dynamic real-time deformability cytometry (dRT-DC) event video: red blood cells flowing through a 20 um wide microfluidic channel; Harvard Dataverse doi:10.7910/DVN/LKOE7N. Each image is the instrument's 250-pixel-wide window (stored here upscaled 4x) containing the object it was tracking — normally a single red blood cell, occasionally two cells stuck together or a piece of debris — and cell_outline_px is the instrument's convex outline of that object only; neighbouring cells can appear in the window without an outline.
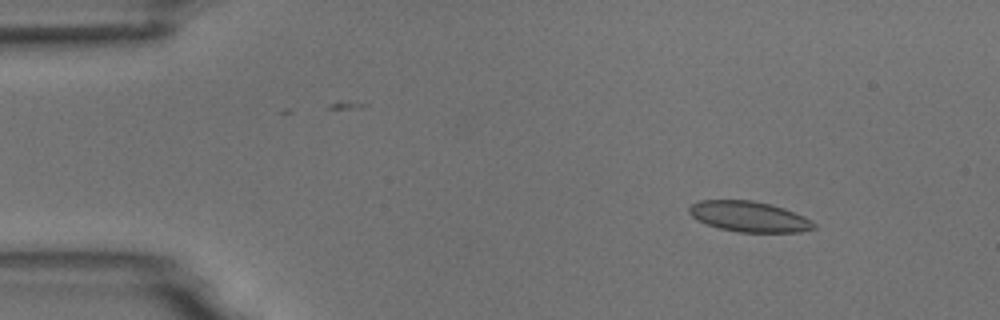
{"species": "common noctule bat (a hibernating species)", "species_latin": "Nyctalus noctula", "temperature_condition": "room temperature", "stored_images_in_passage": 4, "segment_of_instrument_passage": [1, 2], "camera_frame_rate_fps": 3000, "um_per_image_px": 0.085, "animal": {"sex": "male", "body_mass_g": 18.8}, "frame": {"image": 1, "passage_image": 1, "time_ms": 0.0, "image_size_px": [1000, 320], "cell_outline_px": [[816, 228], [800, 232], [736, 232], [720, 228], [708, 224], [692, 216], [688, 212], [688, 208], [692, 204], [700, 200], [752, 200], [772, 204], [784, 208], [804, 216], [812, 220], [816, 224]], "centroid_in_image_um": [63.71, 18.4], "position_along_channel_um": 21.3, "area_um2": 22.2}}